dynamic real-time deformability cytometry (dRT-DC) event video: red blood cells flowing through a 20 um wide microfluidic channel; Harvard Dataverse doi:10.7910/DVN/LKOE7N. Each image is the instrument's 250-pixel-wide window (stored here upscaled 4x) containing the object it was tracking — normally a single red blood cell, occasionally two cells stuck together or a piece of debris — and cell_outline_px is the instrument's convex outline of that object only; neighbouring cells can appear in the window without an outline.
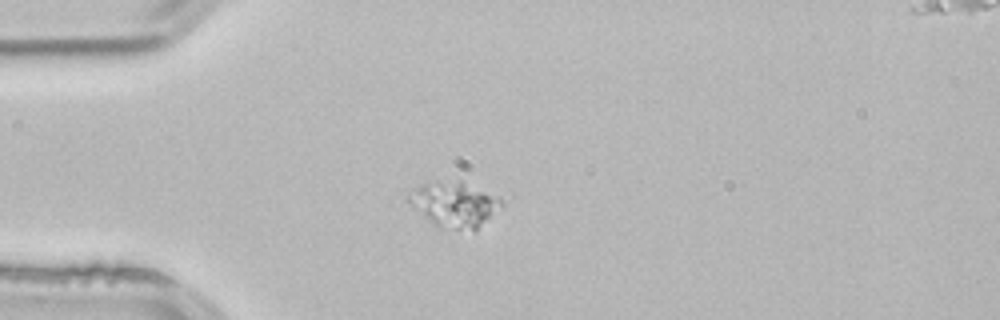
{"species": "common noctule bat (a hibernating species)", "species_latin": "Nyctalus noctula", "temperature_condition": "room temperature", "stored_images_in_passage": 2, "camera_frame_rate_fps": 3000, "um_per_image_px": 0.085, "animal": {"sex": "male", "body_mass_g": 21.5, "forearm_length_mm": 52.0}, "frame": {"image": 1, "passage_image": 2, "time_ms": 0.333, "image_size_px": [1000, 320], "cell_outline_px": [[512, 196], [476, 232], [472, 232], [436, 228], [404, 200], [420, 184], [436, 180], [460, 180], [512, 192]], "centroid_in_image_um": [38.85, 17.32], "position_along_channel_um": 46.1, "area_um2": 27.34}}